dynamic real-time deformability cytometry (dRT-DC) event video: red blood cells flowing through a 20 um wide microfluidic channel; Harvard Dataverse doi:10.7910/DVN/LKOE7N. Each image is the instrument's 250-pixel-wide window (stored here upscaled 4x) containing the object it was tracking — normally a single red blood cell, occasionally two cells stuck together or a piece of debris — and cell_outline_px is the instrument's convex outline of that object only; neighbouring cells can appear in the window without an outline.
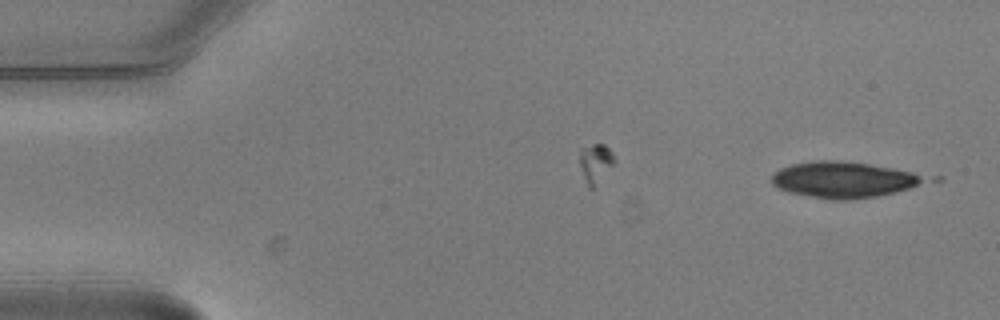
{"species": "common noctule bat (a hibernating species)", "species_latin": "Nyctalus noctula", "temperature_condition": "warm", "stored_images_in_passage": 5, "camera_frame_rate_fps": 3000, "um_per_image_px": 0.085, "animal": {"sex": "male", "body_mass_g": 20.5, "forearm_length_mm": 52.5}, "frame": {"image": 1, "passage_image": 5, "time_ms": 1.333, "image_size_px": [1000, 320], "cell_outline_px": [[924, 180], [908, 188], [876, 196], [852, 200], [832, 200], [788, 192], [776, 188], [772, 184], [772, 176], [780, 168], [792, 164], [812, 160], [844, 160], [892, 168], [912, 172], [920, 176]], "centroid_in_image_um": [71.57, 15.27], "position_along_channel_um": 13.4, "area_um2": 31.67}}